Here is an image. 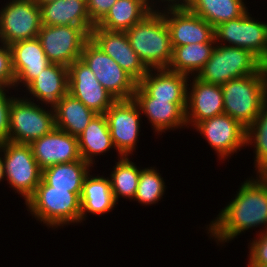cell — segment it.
Segmentation results:
<instances>
[{"instance_id":"cell-38","label":"cell","mask_w":267,"mask_h":267,"mask_svg":"<svg viewBox=\"0 0 267 267\" xmlns=\"http://www.w3.org/2000/svg\"><path fill=\"white\" fill-rule=\"evenodd\" d=\"M164 2V6H181V5H185L189 0H158L159 3ZM150 2L152 3L153 7H157L155 5H157V0H150Z\"/></svg>"},{"instance_id":"cell-33","label":"cell","mask_w":267,"mask_h":267,"mask_svg":"<svg viewBox=\"0 0 267 267\" xmlns=\"http://www.w3.org/2000/svg\"><path fill=\"white\" fill-rule=\"evenodd\" d=\"M165 181L155 167L144 168L140 172L137 191L133 201L152 205L158 203L165 194Z\"/></svg>"},{"instance_id":"cell-40","label":"cell","mask_w":267,"mask_h":267,"mask_svg":"<svg viewBox=\"0 0 267 267\" xmlns=\"http://www.w3.org/2000/svg\"><path fill=\"white\" fill-rule=\"evenodd\" d=\"M39 6L55 0H34Z\"/></svg>"},{"instance_id":"cell-4","label":"cell","mask_w":267,"mask_h":267,"mask_svg":"<svg viewBox=\"0 0 267 267\" xmlns=\"http://www.w3.org/2000/svg\"><path fill=\"white\" fill-rule=\"evenodd\" d=\"M81 193L55 189L43 179L35 193L24 203L40 223L49 228L81 223Z\"/></svg>"},{"instance_id":"cell-39","label":"cell","mask_w":267,"mask_h":267,"mask_svg":"<svg viewBox=\"0 0 267 267\" xmlns=\"http://www.w3.org/2000/svg\"><path fill=\"white\" fill-rule=\"evenodd\" d=\"M0 153H1V155H0V182H1L5 178V170H4L3 157H1L2 152H0Z\"/></svg>"},{"instance_id":"cell-3","label":"cell","mask_w":267,"mask_h":267,"mask_svg":"<svg viewBox=\"0 0 267 267\" xmlns=\"http://www.w3.org/2000/svg\"><path fill=\"white\" fill-rule=\"evenodd\" d=\"M224 113L246 129L255 121L267 103V75L261 69L251 74L222 84Z\"/></svg>"},{"instance_id":"cell-1","label":"cell","mask_w":267,"mask_h":267,"mask_svg":"<svg viewBox=\"0 0 267 267\" xmlns=\"http://www.w3.org/2000/svg\"><path fill=\"white\" fill-rule=\"evenodd\" d=\"M264 226L267 231V175L256 174L239 187L235 199L208 225V234L217 245L232 241L248 229ZM219 242V243H218Z\"/></svg>"},{"instance_id":"cell-23","label":"cell","mask_w":267,"mask_h":267,"mask_svg":"<svg viewBox=\"0 0 267 267\" xmlns=\"http://www.w3.org/2000/svg\"><path fill=\"white\" fill-rule=\"evenodd\" d=\"M40 9L42 25L79 26L90 33L95 26L88 15L86 0H55Z\"/></svg>"},{"instance_id":"cell-34","label":"cell","mask_w":267,"mask_h":267,"mask_svg":"<svg viewBox=\"0 0 267 267\" xmlns=\"http://www.w3.org/2000/svg\"><path fill=\"white\" fill-rule=\"evenodd\" d=\"M259 234L250 240L249 261L247 267H267V231L260 229Z\"/></svg>"},{"instance_id":"cell-5","label":"cell","mask_w":267,"mask_h":267,"mask_svg":"<svg viewBox=\"0 0 267 267\" xmlns=\"http://www.w3.org/2000/svg\"><path fill=\"white\" fill-rule=\"evenodd\" d=\"M261 69L262 61L248 49L215 44L210 59L195 76L206 83L222 85Z\"/></svg>"},{"instance_id":"cell-9","label":"cell","mask_w":267,"mask_h":267,"mask_svg":"<svg viewBox=\"0 0 267 267\" xmlns=\"http://www.w3.org/2000/svg\"><path fill=\"white\" fill-rule=\"evenodd\" d=\"M248 11L236 19L217 25L214 28L215 42L248 49L263 61L267 57V23L255 20Z\"/></svg>"},{"instance_id":"cell-28","label":"cell","mask_w":267,"mask_h":267,"mask_svg":"<svg viewBox=\"0 0 267 267\" xmlns=\"http://www.w3.org/2000/svg\"><path fill=\"white\" fill-rule=\"evenodd\" d=\"M92 165L83 159L49 166L42 170V179L55 189L82 193V187Z\"/></svg>"},{"instance_id":"cell-19","label":"cell","mask_w":267,"mask_h":267,"mask_svg":"<svg viewBox=\"0 0 267 267\" xmlns=\"http://www.w3.org/2000/svg\"><path fill=\"white\" fill-rule=\"evenodd\" d=\"M187 88L186 123L187 128L199 122L224 114V100L221 85L206 83L193 76ZM190 90V91H189Z\"/></svg>"},{"instance_id":"cell-35","label":"cell","mask_w":267,"mask_h":267,"mask_svg":"<svg viewBox=\"0 0 267 267\" xmlns=\"http://www.w3.org/2000/svg\"><path fill=\"white\" fill-rule=\"evenodd\" d=\"M0 88H13L15 75L12 68V53L9 45L0 40Z\"/></svg>"},{"instance_id":"cell-22","label":"cell","mask_w":267,"mask_h":267,"mask_svg":"<svg viewBox=\"0 0 267 267\" xmlns=\"http://www.w3.org/2000/svg\"><path fill=\"white\" fill-rule=\"evenodd\" d=\"M68 67L59 64H49L26 87L28 94L41 105L54 106L68 93ZM39 99V100H38ZM50 104V105H49Z\"/></svg>"},{"instance_id":"cell-2","label":"cell","mask_w":267,"mask_h":267,"mask_svg":"<svg viewBox=\"0 0 267 267\" xmlns=\"http://www.w3.org/2000/svg\"><path fill=\"white\" fill-rule=\"evenodd\" d=\"M125 33L148 70L168 68L173 48L168 26L158 7Z\"/></svg>"},{"instance_id":"cell-27","label":"cell","mask_w":267,"mask_h":267,"mask_svg":"<svg viewBox=\"0 0 267 267\" xmlns=\"http://www.w3.org/2000/svg\"><path fill=\"white\" fill-rule=\"evenodd\" d=\"M81 158L92 165L93 157L115 149L105 114H96L85 130L78 136ZM94 160V161H93ZM94 162V163H93Z\"/></svg>"},{"instance_id":"cell-14","label":"cell","mask_w":267,"mask_h":267,"mask_svg":"<svg viewBox=\"0 0 267 267\" xmlns=\"http://www.w3.org/2000/svg\"><path fill=\"white\" fill-rule=\"evenodd\" d=\"M195 130L203 135L222 160L246 146V128L225 113L199 122Z\"/></svg>"},{"instance_id":"cell-10","label":"cell","mask_w":267,"mask_h":267,"mask_svg":"<svg viewBox=\"0 0 267 267\" xmlns=\"http://www.w3.org/2000/svg\"><path fill=\"white\" fill-rule=\"evenodd\" d=\"M38 38L50 63L68 67L81 58L90 32L79 26L42 25Z\"/></svg>"},{"instance_id":"cell-36","label":"cell","mask_w":267,"mask_h":267,"mask_svg":"<svg viewBox=\"0 0 267 267\" xmlns=\"http://www.w3.org/2000/svg\"><path fill=\"white\" fill-rule=\"evenodd\" d=\"M8 88H0V143L8 141L10 107L14 96L7 95Z\"/></svg>"},{"instance_id":"cell-24","label":"cell","mask_w":267,"mask_h":267,"mask_svg":"<svg viewBox=\"0 0 267 267\" xmlns=\"http://www.w3.org/2000/svg\"><path fill=\"white\" fill-rule=\"evenodd\" d=\"M81 202V222L86 219L87 213L93 215H103L115 209L116 202L111 190L108 177L90 175L86 176L82 193Z\"/></svg>"},{"instance_id":"cell-7","label":"cell","mask_w":267,"mask_h":267,"mask_svg":"<svg viewBox=\"0 0 267 267\" xmlns=\"http://www.w3.org/2000/svg\"><path fill=\"white\" fill-rule=\"evenodd\" d=\"M0 152H3L5 181L26 203L42 180V169L33 157L30 144L2 142Z\"/></svg>"},{"instance_id":"cell-16","label":"cell","mask_w":267,"mask_h":267,"mask_svg":"<svg viewBox=\"0 0 267 267\" xmlns=\"http://www.w3.org/2000/svg\"><path fill=\"white\" fill-rule=\"evenodd\" d=\"M90 39L137 82L147 74V67L131 47L125 31H109L95 25Z\"/></svg>"},{"instance_id":"cell-26","label":"cell","mask_w":267,"mask_h":267,"mask_svg":"<svg viewBox=\"0 0 267 267\" xmlns=\"http://www.w3.org/2000/svg\"><path fill=\"white\" fill-rule=\"evenodd\" d=\"M55 128L78 137L96 113L87 108L70 93L63 96L54 106Z\"/></svg>"},{"instance_id":"cell-8","label":"cell","mask_w":267,"mask_h":267,"mask_svg":"<svg viewBox=\"0 0 267 267\" xmlns=\"http://www.w3.org/2000/svg\"><path fill=\"white\" fill-rule=\"evenodd\" d=\"M80 59L116 100L133 98L138 82L91 39L85 43Z\"/></svg>"},{"instance_id":"cell-29","label":"cell","mask_w":267,"mask_h":267,"mask_svg":"<svg viewBox=\"0 0 267 267\" xmlns=\"http://www.w3.org/2000/svg\"><path fill=\"white\" fill-rule=\"evenodd\" d=\"M244 0H189L185 6L214 28L242 16L248 9Z\"/></svg>"},{"instance_id":"cell-13","label":"cell","mask_w":267,"mask_h":267,"mask_svg":"<svg viewBox=\"0 0 267 267\" xmlns=\"http://www.w3.org/2000/svg\"><path fill=\"white\" fill-rule=\"evenodd\" d=\"M159 10L169 29L172 47L215 42L214 27L185 5L164 6Z\"/></svg>"},{"instance_id":"cell-31","label":"cell","mask_w":267,"mask_h":267,"mask_svg":"<svg viewBox=\"0 0 267 267\" xmlns=\"http://www.w3.org/2000/svg\"><path fill=\"white\" fill-rule=\"evenodd\" d=\"M115 164L108 177L115 202L117 203L121 197L131 201L135 197L142 169L130 161L128 156H121Z\"/></svg>"},{"instance_id":"cell-20","label":"cell","mask_w":267,"mask_h":267,"mask_svg":"<svg viewBox=\"0 0 267 267\" xmlns=\"http://www.w3.org/2000/svg\"><path fill=\"white\" fill-rule=\"evenodd\" d=\"M12 68L15 75L14 88L27 87L50 63L38 37L12 43Z\"/></svg>"},{"instance_id":"cell-21","label":"cell","mask_w":267,"mask_h":267,"mask_svg":"<svg viewBox=\"0 0 267 267\" xmlns=\"http://www.w3.org/2000/svg\"><path fill=\"white\" fill-rule=\"evenodd\" d=\"M189 76L169 69H150L138 85L157 100L187 103ZM188 82V83H187Z\"/></svg>"},{"instance_id":"cell-37","label":"cell","mask_w":267,"mask_h":267,"mask_svg":"<svg viewBox=\"0 0 267 267\" xmlns=\"http://www.w3.org/2000/svg\"><path fill=\"white\" fill-rule=\"evenodd\" d=\"M117 0H86L87 12L96 25L116 3Z\"/></svg>"},{"instance_id":"cell-15","label":"cell","mask_w":267,"mask_h":267,"mask_svg":"<svg viewBox=\"0 0 267 267\" xmlns=\"http://www.w3.org/2000/svg\"><path fill=\"white\" fill-rule=\"evenodd\" d=\"M68 80V93L96 114H105L107 109L116 101L81 59L75 60L68 66Z\"/></svg>"},{"instance_id":"cell-18","label":"cell","mask_w":267,"mask_h":267,"mask_svg":"<svg viewBox=\"0 0 267 267\" xmlns=\"http://www.w3.org/2000/svg\"><path fill=\"white\" fill-rule=\"evenodd\" d=\"M133 99L138 104L141 114L151 122L153 130L159 133L167 130L184 128L186 123L187 103H172L169 100H157L150 97L138 84ZM184 126V127H183Z\"/></svg>"},{"instance_id":"cell-32","label":"cell","mask_w":267,"mask_h":267,"mask_svg":"<svg viewBox=\"0 0 267 267\" xmlns=\"http://www.w3.org/2000/svg\"><path fill=\"white\" fill-rule=\"evenodd\" d=\"M246 145L254 146L256 173L267 175V103L246 129Z\"/></svg>"},{"instance_id":"cell-12","label":"cell","mask_w":267,"mask_h":267,"mask_svg":"<svg viewBox=\"0 0 267 267\" xmlns=\"http://www.w3.org/2000/svg\"><path fill=\"white\" fill-rule=\"evenodd\" d=\"M141 110L131 99L116 100L105 112L112 142L121 156H130L135 151L140 133Z\"/></svg>"},{"instance_id":"cell-11","label":"cell","mask_w":267,"mask_h":267,"mask_svg":"<svg viewBox=\"0 0 267 267\" xmlns=\"http://www.w3.org/2000/svg\"><path fill=\"white\" fill-rule=\"evenodd\" d=\"M41 9L34 0H10L0 10V40L6 45L38 37Z\"/></svg>"},{"instance_id":"cell-41","label":"cell","mask_w":267,"mask_h":267,"mask_svg":"<svg viewBox=\"0 0 267 267\" xmlns=\"http://www.w3.org/2000/svg\"><path fill=\"white\" fill-rule=\"evenodd\" d=\"M262 69L267 75V57L262 61Z\"/></svg>"},{"instance_id":"cell-17","label":"cell","mask_w":267,"mask_h":267,"mask_svg":"<svg viewBox=\"0 0 267 267\" xmlns=\"http://www.w3.org/2000/svg\"><path fill=\"white\" fill-rule=\"evenodd\" d=\"M33 157L43 170L49 166L80 160L78 137L54 128L30 143Z\"/></svg>"},{"instance_id":"cell-25","label":"cell","mask_w":267,"mask_h":267,"mask_svg":"<svg viewBox=\"0 0 267 267\" xmlns=\"http://www.w3.org/2000/svg\"><path fill=\"white\" fill-rule=\"evenodd\" d=\"M154 9L150 0H117L96 26L109 31H126Z\"/></svg>"},{"instance_id":"cell-30","label":"cell","mask_w":267,"mask_h":267,"mask_svg":"<svg viewBox=\"0 0 267 267\" xmlns=\"http://www.w3.org/2000/svg\"><path fill=\"white\" fill-rule=\"evenodd\" d=\"M215 44L207 42L172 47V58L167 69L189 77L197 75L210 59Z\"/></svg>"},{"instance_id":"cell-6","label":"cell","mask_w":267,"mask_h":267,"mask_svg":"<svg viewBox=\"0 0 267 267\" xmlns=\"http://www.w3.org/2000/svg\"><path fill=\"white\" fill-rule=\"evenodd\" d=\"M28 97H14L10 107L8 141L30 144L55 128L53 106L50 110Z\"/></svg>"}]
</instances>
